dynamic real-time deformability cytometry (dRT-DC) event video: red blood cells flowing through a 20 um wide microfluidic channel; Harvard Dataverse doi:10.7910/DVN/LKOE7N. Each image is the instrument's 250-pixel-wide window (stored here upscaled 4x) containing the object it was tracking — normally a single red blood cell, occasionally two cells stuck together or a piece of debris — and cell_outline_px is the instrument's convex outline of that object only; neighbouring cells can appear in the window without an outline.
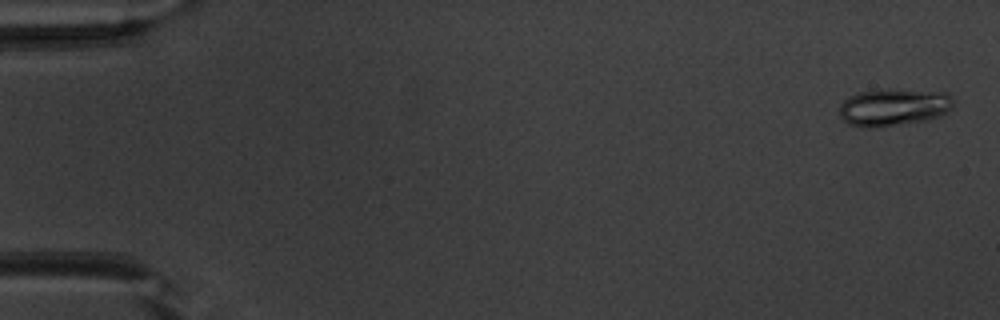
{"species": "common noctule bat (a hibernating species)", "species_latin": "Nyctalus noctula", "temperature_condition": "warm", "stored_images_in_passage": 51, "camera_frame_rate_fps": 3000, "um_per_image_px": 0.085, "animal": {"sex": "male", "body_mass_g": 20.1, "forearm_length_mm": 53.5}, "frame": {"image": 1, "passage_image": 2, "time_ms": 0.333, "image_size_px": [1000, 320], "cell_outline_px": [[956, 100], [952, 108], [948, 112], [940, 116], [928, 120], [876, 128], [864, 128], [848, 124], [840, 116], [840, 104], [848, 96], [860, 92], [888, 88], [892, 88], [948, 92]], "centroid_in_image_um": [76.01, 9.1], "position_along_channel_um": 9.0, "area_um2": 25.55}}
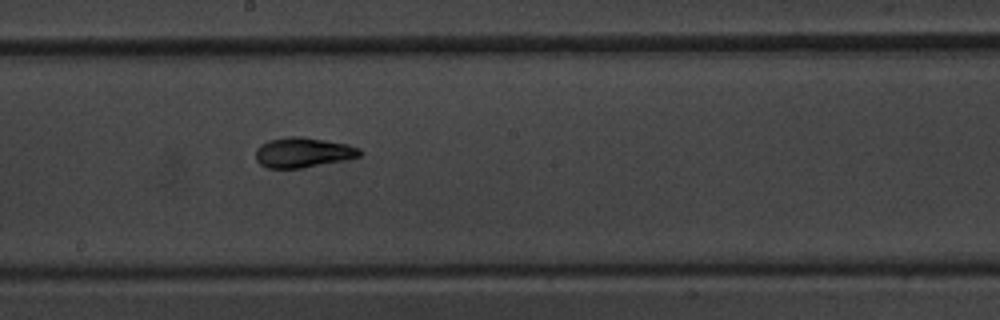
{"frame": {"image": 2, "passage_image": 29, "time_ms": 9.333, "image_size_px": [1000, 320], "cell_outline_px": [[364, 152], [360, 156], [344, 160], [304, 168], [268, 168], [260, 164], [256, 160], [256, 148], [260, 144], [268, 140], [292, 136], [304, 136], [348, 144], [360, 148]], "centroid_in_image_um": [25.77, 12.95], "position_along_channel_um": 222.4, "area_um2": 18.44}}
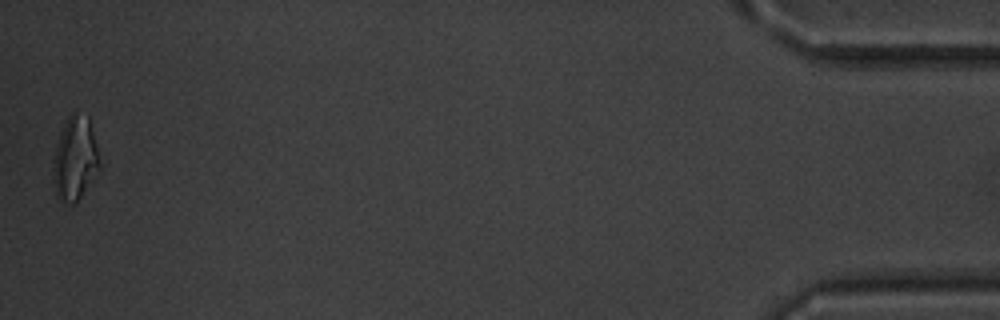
{"frame": {"image": 3, "passage_image": 51, "time_ms": 16.667, "image_size_px": [1000, 320], "cell_outline_px": [[100, 168], [76, 204], [68, 204], [60, 200], [56, 196], [52, 168], [56, 148], [60, 136], [68, 116], [72, 112], [76, 112], [88, 116], [100, 164]], "centroid_in_image_um": [6.37, 13.53], "position_along_channel_um": 428.8, "area_um2": 22.2}, "authors_computed_cell_mechanics": {"area_um2": 18.1492, "velocity_mm_per_s": 4.0109, "shape_relaxation_time_tau1_ms": 4.64, "shape_relaxation_time_tau2_ms": 1.7646, "deformation_change_tau1": 0.1794, "deformation_change_tau2": 0.0621}}